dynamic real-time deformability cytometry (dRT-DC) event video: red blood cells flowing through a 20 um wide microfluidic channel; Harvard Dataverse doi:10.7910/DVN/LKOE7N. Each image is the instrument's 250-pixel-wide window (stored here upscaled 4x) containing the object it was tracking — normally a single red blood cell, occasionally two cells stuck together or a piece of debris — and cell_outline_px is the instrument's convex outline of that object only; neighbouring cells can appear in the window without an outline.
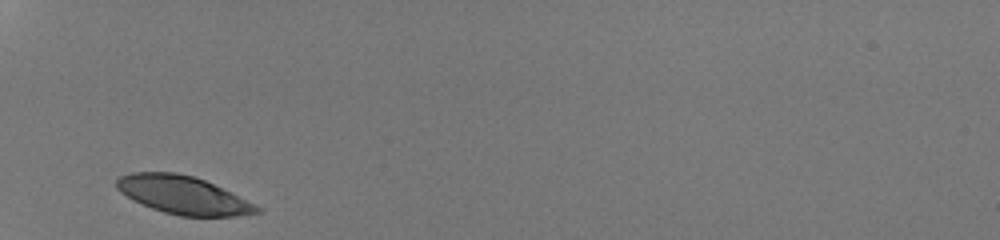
{"species": "human", "species_latin": "Homo sapiens", "temperature_condition": "room temperature", "stored_images_in_passage": 26, "camera_frame_rate_fps": 3000, "um_per_image_px": 0.085, "donor": {"sex": "male"}, "frame": {"image": 1, "passage_image": 1, "time_ms": 0.0, "image_size_px": [1000, 240], "cell_outline_px": [[264, 212], [236, 216], [180, 216], [164, 212], [152, 208], [120, 192], [116, 188], [116, 180], [120, 176], [132, 172], [176, 172], [192, 176], [204, 180], [256, 204], [264, 208]], "centroid_in_image_um": [15.61, 16.58], "position_along_channel_um": 69.4, "area_um2": 30.87}}
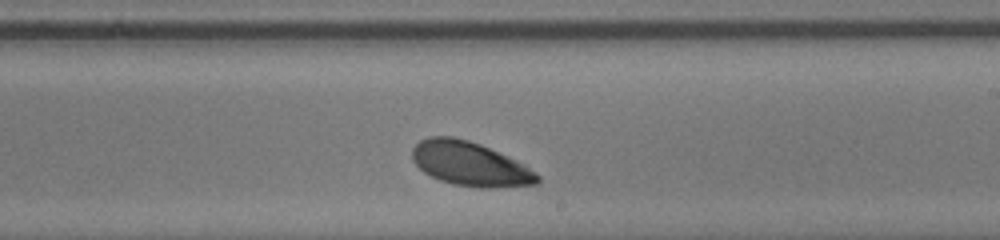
{"frame": {"image": 2, "passage_image": 15, "time_ms": 4.667, "image_size_px": [1000, 240], "cell_outline_px": [[540, 180], [536, 184], [496, 188], [480, 188], [452, 184], [440, 180], [424, 172], [412, 160], [412, 148], [420, 140], [428, 136], [452, 136], [468, 140], [480, 144], [508, 156], [524, 164], [536, 172], [540, 176]], "centroid_in_image_um": [39.96, 13.93], "position_along_channel_um": 249.0, "area_um2": 32.31}}
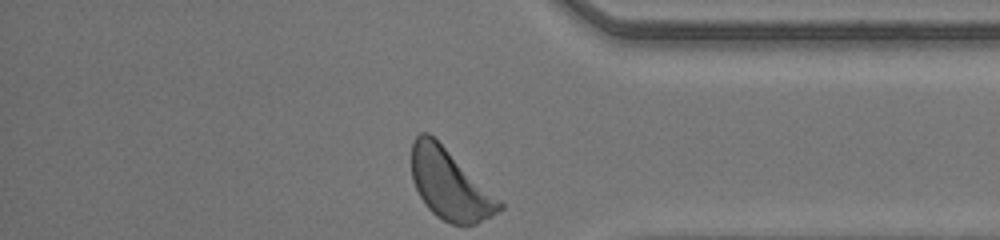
{"frame": {"image": 3, "passage_image": 26, "time_ms": 8.333, "image_size_px": [1000, 240], "cell_outline_px": [[504, 208], [492, 216], [476, 224], [452, 224], [436, 216], [424, 204], [412, 180], [412, 140], [420, 132], [428, 132], [500, 200], [504, 204]], "centroid_in_image_um": [38.21, 15.7], "position_along_channel_um": 397.0, "area_um2": 35.26}, "authors_computed_cell_mechanics": {"area_um2": 32.6281, "velocity_mm_per_s": 4.1553, "shape_relaxation_time_tau1_ms": 1.4353, "shape_relaxation_time_tau2_ms": null, "deformation_change_tau1": 0.1052, "deformation_change_tau2": null}}